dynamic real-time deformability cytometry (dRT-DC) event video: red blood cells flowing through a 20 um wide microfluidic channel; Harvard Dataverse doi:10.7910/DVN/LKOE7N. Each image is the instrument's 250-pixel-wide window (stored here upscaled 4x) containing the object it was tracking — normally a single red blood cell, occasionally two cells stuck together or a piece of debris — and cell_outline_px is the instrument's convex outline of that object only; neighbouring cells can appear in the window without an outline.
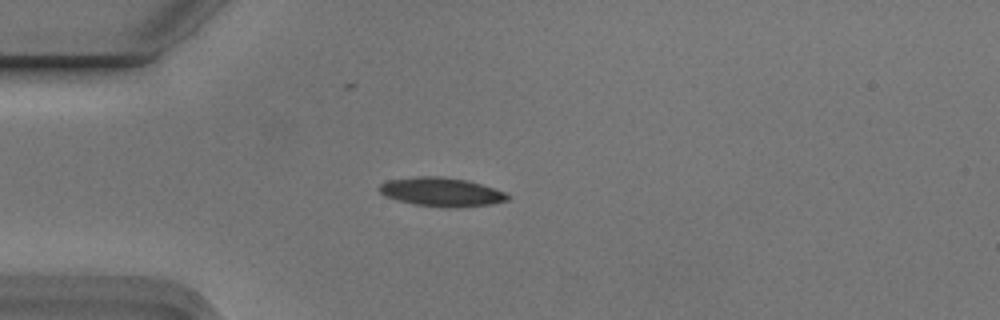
{"species": "Egyptian fruit bat (a non-hibernating species)", "species_latin": "Rousettus aegyptiacus", "temperature_condition": "cold", "stored_images_in_passage": 1, "camera_frame_rate_fps": 3000, "um_per_image_px": 0.085, "animal": {"sex": "male"}, "frame": {"image": 1, "passage_image": 1, "time_ms": 0.0, "image_size_px": [1000, 320], "cell_outline_px": [[512, 196], [508, 200], [492, 204], [456, 208], [444, 208], [412, 204], [396, 200], [384, 196], [376, 188], [380, 184], [388, 180], [416, 176], [440, 176], [468, 180], [504, 192]], "centroid_in_image_um": [37.49, 16.33], "position_along_channel_um": 47.5, "area_um2": 21.91}}